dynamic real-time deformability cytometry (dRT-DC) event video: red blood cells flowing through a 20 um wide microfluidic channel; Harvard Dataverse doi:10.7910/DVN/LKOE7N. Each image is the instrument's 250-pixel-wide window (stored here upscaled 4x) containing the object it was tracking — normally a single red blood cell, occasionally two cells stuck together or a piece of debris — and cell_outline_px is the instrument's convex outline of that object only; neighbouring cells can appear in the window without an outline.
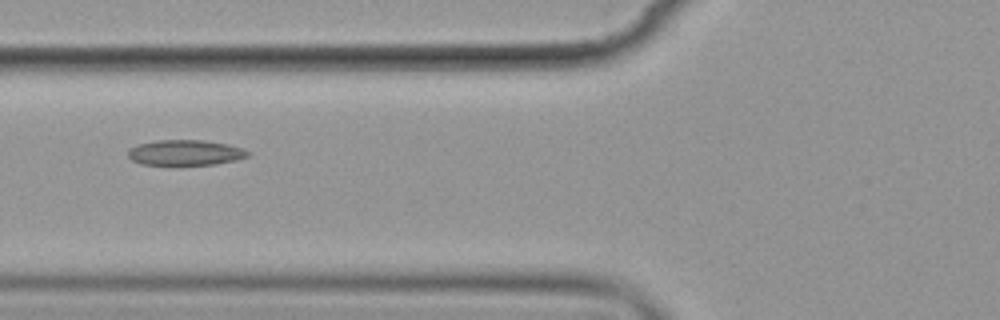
{"species": "common noctule bat (a hibernating species)", "species_latin": "Nyctalus noctula", "temperature_condition": "cold", "stored_images_in_passage": 4, "camera_frame_rate_fps": 3000, "um_per_image_px": 0.085, "animal": {"sex": "female", "body_mass_g": 19.9}, "frame": {"image": 1, "passage_image": 2, "time_ms": 1.0, "image_size_px": [1000, 320], "cell_outline_px": [[252, 152], [248, 156], [236, 160], [216, 164], [140, 164], [132, 160], [128, 156], [128, 148], [136, 144], [156, 140], [204, 140], [228, 144], [244, 148]], "centroid_in_image_um": [15.76, 12.96], "position_along_channel_um": 110.0, "area_um2": 17.86}}
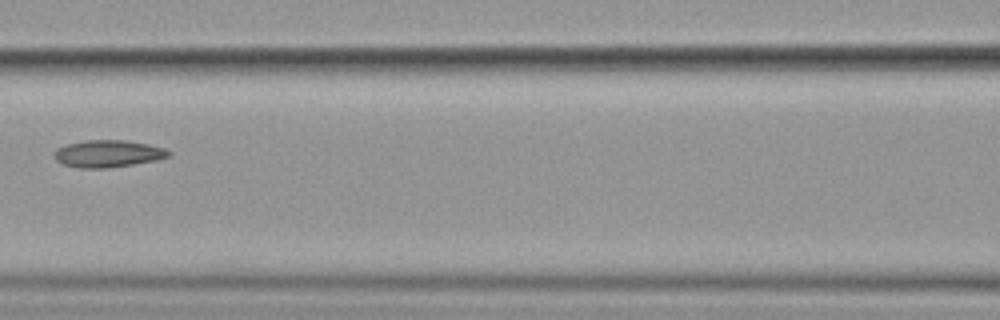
{"frame": {"image": 2, "passage_image": 3, "time_ms": 2.333, "image_size_px": [1000, 320], "cell_outline_px": [[172, 156], [156, 160], [108, 168], [80, 168], [60, 164], [56, 160], [56, 148], [64, 144], [84, 140], [124, 140], [148, 144], [164, 148], [172, 152]], "centroid_in_image_um": [9.18, 13.06], "position_along_channel_um": 157.4, "area_um2": 18.21}}
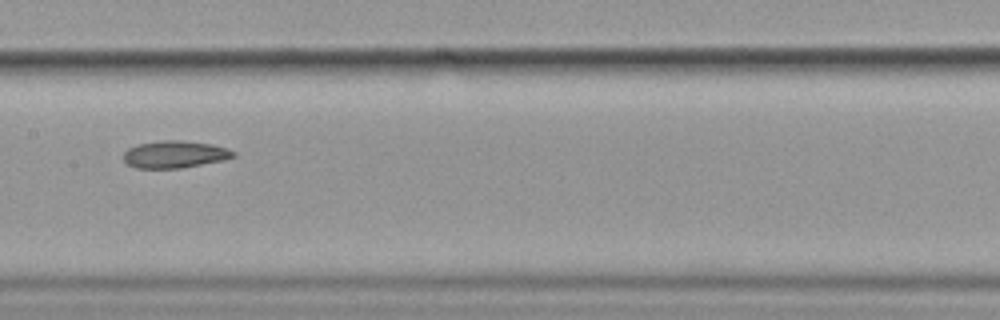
{"frame": {"image": 3, "passage_image": 4, "time_ms": 3.333, "image_size_px": [1000, 320], "cell_outline_px": [[236, 156], [224, 160], [180, 168], [136, 168], [128, 164], [124, 160], [124, 152], [128, 148], [136, 144], [164, 140], [180, 140], [212, 144], [228, 148], [236, 152]], "centroid_in_image_um": [14.87, 13.11], "position_along_channel_um": 192.5, "area_um2": 17.46}}